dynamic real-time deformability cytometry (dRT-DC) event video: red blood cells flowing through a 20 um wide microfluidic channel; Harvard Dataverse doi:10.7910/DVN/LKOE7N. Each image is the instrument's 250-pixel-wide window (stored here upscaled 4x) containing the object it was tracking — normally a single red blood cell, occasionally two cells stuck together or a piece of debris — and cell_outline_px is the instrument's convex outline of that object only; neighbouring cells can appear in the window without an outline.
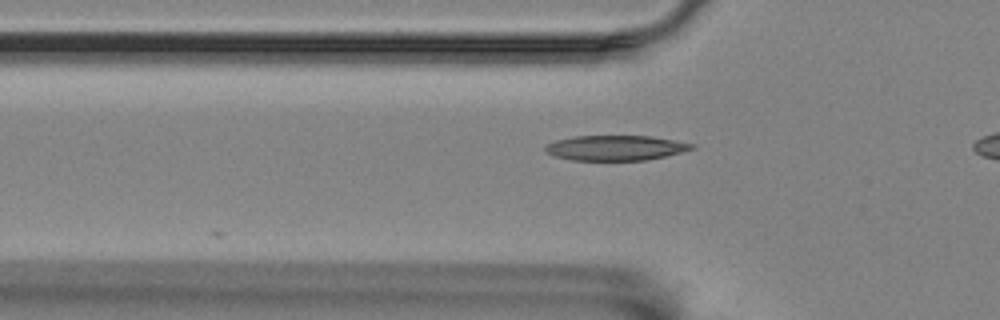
{"species": "Egyptian fruit bat (a non-hibernating species)", "species_latin": "Rousettus aegyptiacus", "temperature_condition": "room temperature", "stored_images_in_passage": 7, "camera_frame_rate_fps": 3000, "um_per_image_px": 0.085, "animal": {"sex": "female"}, "frame": {"image": 1, "passage_image": 4, "time_ms": 1.0, "image_size_px": [1000, 320], "cell_outline_px": [[696, 148], [664, 156], [644, 160], [572, 160], [552, 156], [544, 152], [544, 144], [556, 140], [572, 136], [652, 136], [696, 144]], "centroid_in_image_um": [52.26, 12.56], "position_along_channel_um": 73.5, "area_um2": 21.56}}